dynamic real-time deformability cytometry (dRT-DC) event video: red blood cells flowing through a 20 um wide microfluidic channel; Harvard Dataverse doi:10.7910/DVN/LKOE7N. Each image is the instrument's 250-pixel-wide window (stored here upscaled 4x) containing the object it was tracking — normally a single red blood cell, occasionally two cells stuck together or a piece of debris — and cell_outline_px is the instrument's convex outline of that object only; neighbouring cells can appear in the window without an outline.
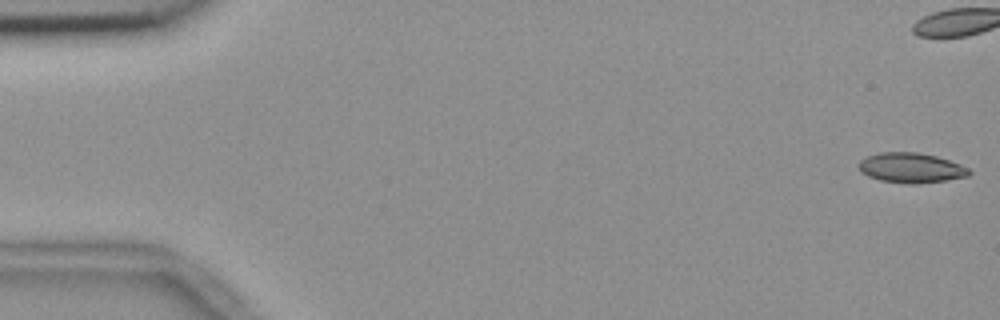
{"species": "common noctule bat (a hibernating species)", "species_latin": "Nyctalus noctula", "temperature_condition": "room temperature", "stored_images_in_passage": 56, "camera_frame_rate_fps": 3000, "um_per_image_px": 0.085, "animal": {"sex": "female", "body_mass_g": 18.4}, "frame": {"image": 1, "passage_image": 1, "time_ms": 0.0, "image_size_px": [1000, 320], "cell_outline_px": [[972, 172], [968, 176], [944, 180], [916, 184], [908, 184], [880, 180], [868, 176], [860, 172], [856, 164], [860, 160], [868, 156], [880, 152], [916, 152], [936, 156], [960, 164], [968, 168]], "centroid_in_image_um": [77.4, 14.26], "position_along_channel_um": 7.6, "area_um2": 19.31}}
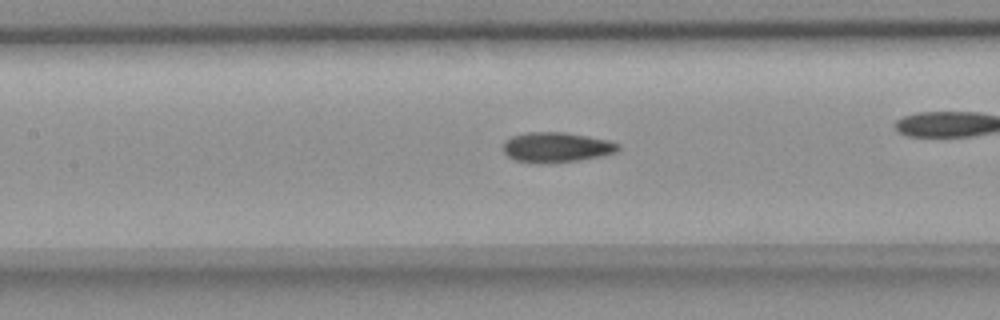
{"frame": {"image": 2, "passage_image": 25, "time_ms": 8.0, "image_size_px": [1000, 320], "cell_outline_px": [[620, 148], [616, 152], [600, 156], [580, 160], [544, 164], [516, 160], [508, 156], [504, 152], [504, 140], [512, 136], [528, 132], [564, 132], [588, 136], [608, 140], [620, 144]], "centroid_in_image_um": [47.3, 12.52], "position_along_channel_um": 160.1, "area_um2": 20.17}}
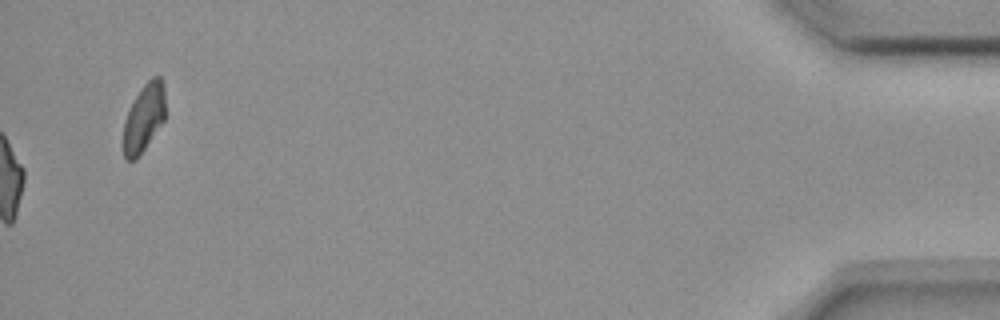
{"frame": {"image": 3, "passage_image": 56, "time_ms": 18.333, "image_size_px": [1000, 320], "cell_outline_px": [[164, 120], [136, 160], [124, 160], [124, 120], [128, 108], [140, 88], [152, 76], [160, 76], [164, 84]], "centroid_in_image_um": [12.22, 9.98], "position_along_channel_um": 423.0, "area_um2": 16.59}, "authors_computed_cell_mechanics": {"area_um2": 19.652, "velocity_mm_per_s": 3.6882, "shape_relaxation_time_tau1_ms": null, "shape_relaxation_time_tau2_ms": 2.7702, "deformation_change_tau1": null, "deformation_change_tau2": 0.0854}}